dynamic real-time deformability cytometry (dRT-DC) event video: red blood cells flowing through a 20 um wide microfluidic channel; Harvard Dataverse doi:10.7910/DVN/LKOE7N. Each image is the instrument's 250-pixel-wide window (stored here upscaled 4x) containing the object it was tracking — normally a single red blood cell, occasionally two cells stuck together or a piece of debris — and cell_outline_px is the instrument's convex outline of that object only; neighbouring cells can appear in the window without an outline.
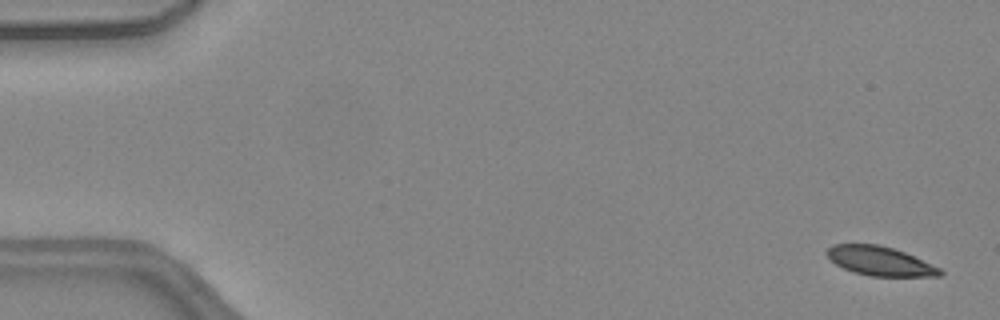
{"species": "common noctule bat (a hibernating species)", "species_latin": "Nyctalus noctula", "temperature_condition": "warm", "stored_images_in_passage": 52, "segment_of_instrument_passage": [1, 2], "camera_frame_rate_fps": 3000, "um_per_image_px": 0.085, "animal": {"sex": "female", "body_mass_g": 24.6, "forearm_length_mm": 56.2}, "frame": {"image": 1, "passage_image": 2, "time_ms": 0.333, "image_size_px": [1000, 320], "cell_outline_px": [[944, 272], [940, 276], [868, 276], [852, 272], [836, 264], [824, 252], [832, 244], [880, 244], [904, 252], [940, 268]], "centroid_in_image_um": [74.77, 22.19], "position_along_channel_um": 10.2, "area_um2": 19.13}}
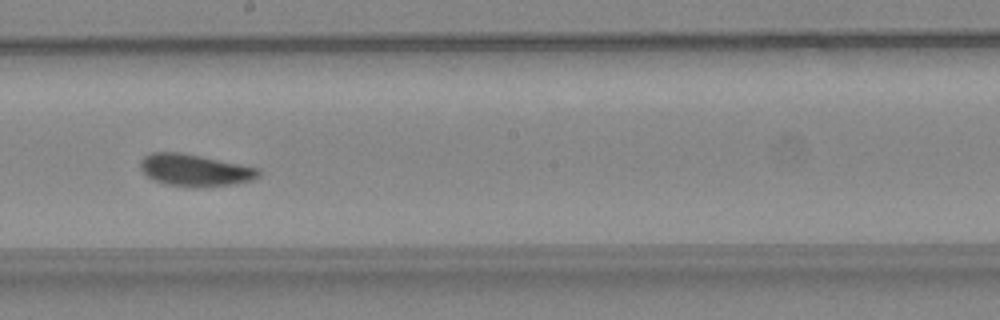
{"frame": {"image": 2, "passage_image": 29, "time_ms": 9.333, "image_size_px": [1000, 320], "cell_outline_px": [[260, 176], [252, 180], [228, 184], [164, 184], [148, 176], [140, 168], [140, 160], [144, 156], [152, 152], [180, 152], [260, 168]], "centroid_in_image_um": [16.55, 14.4], "position_along_channel_um": 231.7, "area_um2": 20.98}}
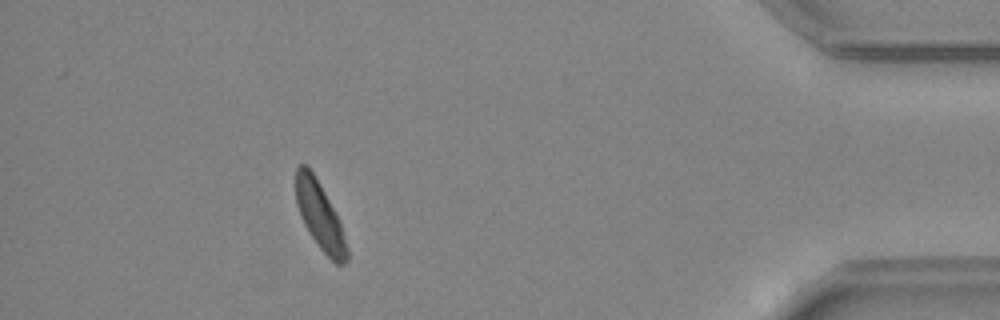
{"frame": {"image": 3, "passage_image": 46, "time_ms": 15.0, "image_size_px": [1000, 320], "cell_outline_px": [[348, 260], [344, 264], [336, 264], [320, 248], [304, 224], [300, 216], [296, 204], [296, 168], [300, 164], [304, 164], [312, 172], [336, 212], [340, 220], [348, 248]], "centroid_in_image_um": [27.2, 18.37], "position_along_channel_um": 408.0, "area_um2": 19.83}}